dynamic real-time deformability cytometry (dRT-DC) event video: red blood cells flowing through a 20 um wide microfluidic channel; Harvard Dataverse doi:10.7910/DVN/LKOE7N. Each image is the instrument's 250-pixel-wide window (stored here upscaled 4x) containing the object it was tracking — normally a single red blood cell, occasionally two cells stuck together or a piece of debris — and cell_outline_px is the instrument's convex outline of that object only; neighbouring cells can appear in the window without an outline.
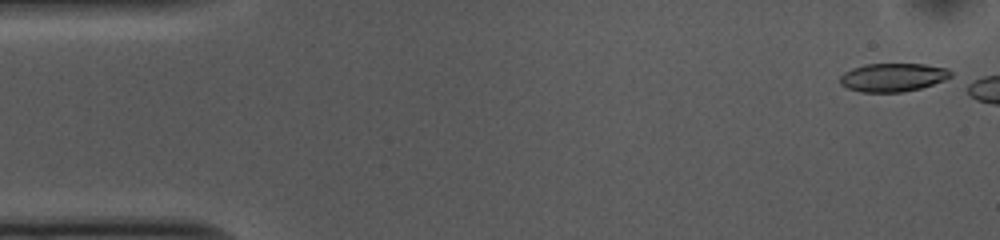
{"species": "common noctule bat (a hibernating species)", "species_latin": "Nyctalus noctula", "temperature_condition": "cold", "stored_images_in_passage": 5, "camera_frame_rate_fps": 3000, "um_per_image_px": 0.085, "animal": {"sex": "female", "body_mass_g": 10.0, "forearm_length_mm": 53.1}, "frame": {"image": 1, "passage_image": 1, "time_ms": 0.0, "image_size_px": [1000, 240], "cell_outline_px": [[952, 76], [944, 80], [920, 88], [904, 92], [860, 92], [848, 88], [840, 84], [840, 76], [844, 72], [852, 68], [864, 64], [924, 64], [948, 68], [952, 72]], "centroid_in_image_um": [75.89, 6.57], "position_along_channel_um": 9.1, "area_um2": 18.38}}